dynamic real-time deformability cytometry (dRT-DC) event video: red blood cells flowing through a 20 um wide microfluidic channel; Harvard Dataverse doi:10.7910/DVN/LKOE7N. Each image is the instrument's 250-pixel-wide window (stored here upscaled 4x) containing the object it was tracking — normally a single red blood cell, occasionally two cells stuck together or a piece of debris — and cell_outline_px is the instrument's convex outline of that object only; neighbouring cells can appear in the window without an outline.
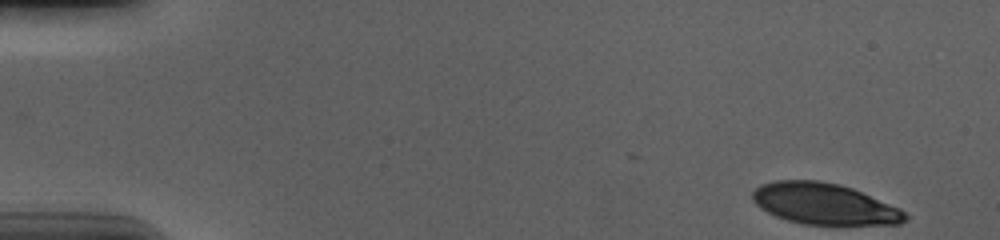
{"species": "human", "species_latin": "Homo sapiens", "temperature_condition": "cold", "stored_images_in_passage": 54, "camera_frame_rate_fps": 3000, "um_per_image_px": 0.085, "donor": {"sex": "male"}, "frame": {"image": 1, "passage_image": 1, "time_ms": 0.0, "image_size_px": [1000, 240], "cell_outline_px": [[908, 216], [900, 224], [804, 224], [788, 220], [776, 216], [760, 208], [752, 200], [752, 192], [760, 184], [776, 180], [816, 180], [840, 184], [852, 188], [900, 208]], "centroid_in_image_um": [70.03, 17.31], "position_along_channel_um": 15.0, "area_um2": 36.41}}
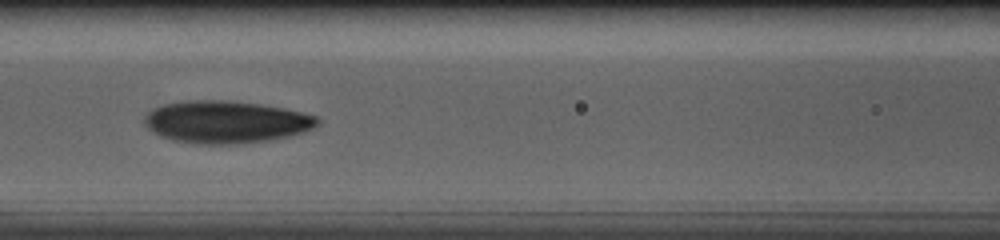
{"frame": {"image": 2, "passage_image": 23, "time_ms": 7.333, "image_size_px": [1000, 240], "cell_outline_px": [[320, 124], [304, 132], [288, 136], [244, 144], [200, 144], [172, 140], [160, 136], [152, 132], [144, 124], [144, 116], [148, 112], [164, 104], [188, 100], [224, 100], [256, 104], [284, 108], [304, 112], [320, 116]], "centroid_in_image_um": [19.23, 10.37], "position_along_channel_um": 147.4, "area_um2": 42.83}}
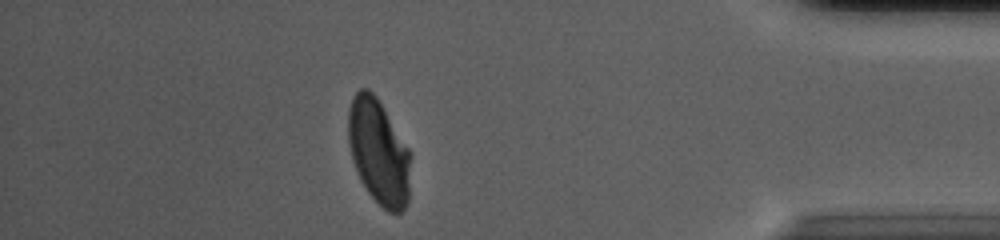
{"frame": {"image": 3, "passage_image": 47, "time_ms": 15.333, "image_size_px": [1000, 240], "cell_outline_px": [[412, 156], [408, 204], [400, 212], [388, 212], [368, 192], [356, 168], [352, 156], [348, 140], [348, 108], [352, 96], [360, 88], [368, 88], [376, 96], [412, 152]], "centroid_in_image_um": [32.22, 12.88], "position_along_channel_um": 403.0, "area_um2": 38.44}, "authors_computed_cell_mechanics": {"area_um2": 40.3733, "velocity_mm_per_s": 3.6728, "shape_relaxation_time_tau1_ms": 4.4259, "shape_relaxation_time_tau2_ms": 1.5472, "deformation_change_tau1": 0.1559, "deformation_change_tau2": 0.0592}}